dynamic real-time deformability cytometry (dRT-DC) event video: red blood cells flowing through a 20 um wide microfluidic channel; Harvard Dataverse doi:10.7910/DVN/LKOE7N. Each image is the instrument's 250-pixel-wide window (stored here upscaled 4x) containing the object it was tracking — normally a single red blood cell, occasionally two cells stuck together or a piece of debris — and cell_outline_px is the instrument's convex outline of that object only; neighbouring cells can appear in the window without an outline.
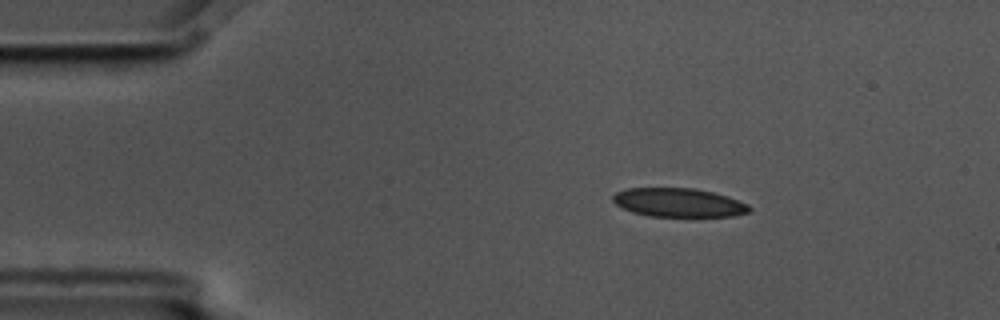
{"species": "common noctule bat (a hibernating species)", "species_latin": "Nyctalus noctula", "temperature_condition": "cold", "stored_images_in_passage": 3, "camera_frame_rate_fps": 3000, "um_per_image_px": 0.085, "animal": {"sex": "male", "body_mass_g": 17.5, "forearm_length_mm": 52.3}, "frame": {"image": 1, "passage_image": 1, "time_ms": 0.0, "image_size_px": [1000, 320], "cell_outline_px": [[752, 208], [748, 212], [732, 216], [648, 216], [632, 212], [616, 204], [612, 200], [612, 196], [616, 192], [628, 188], [692, 188], [712, 192], [728, 196], [748, 204]], "centroid_in_image_um": [57.68, 17.21], "position_along_channel_um": 27.3, "area_um2": 22.77}}
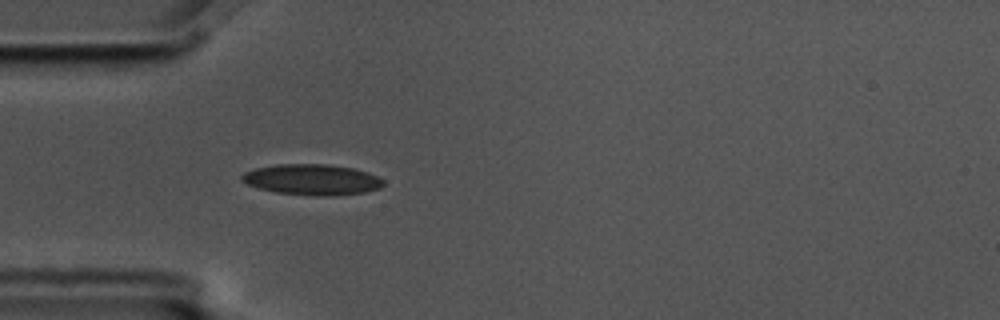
{"frame": {"image": 2, "passage_image": 3, "time_ms": 0.667, "image_size_px": [1000, 320], "cell_outline_px": [[384, 184], [380, 188], [364, 192], [332, 196], [316, 196], [276, 192], [260, 188], [248, 184], [240, 180], [240, 176], [244, 172], [256, 168], [276, 164], [328, 164], [352, 168], [368, 172], [384, 180]], "centroid_in_image_um": [26.52, 15.26], "position_along_channel_um": 58.5, "area_um2": 25.37}}